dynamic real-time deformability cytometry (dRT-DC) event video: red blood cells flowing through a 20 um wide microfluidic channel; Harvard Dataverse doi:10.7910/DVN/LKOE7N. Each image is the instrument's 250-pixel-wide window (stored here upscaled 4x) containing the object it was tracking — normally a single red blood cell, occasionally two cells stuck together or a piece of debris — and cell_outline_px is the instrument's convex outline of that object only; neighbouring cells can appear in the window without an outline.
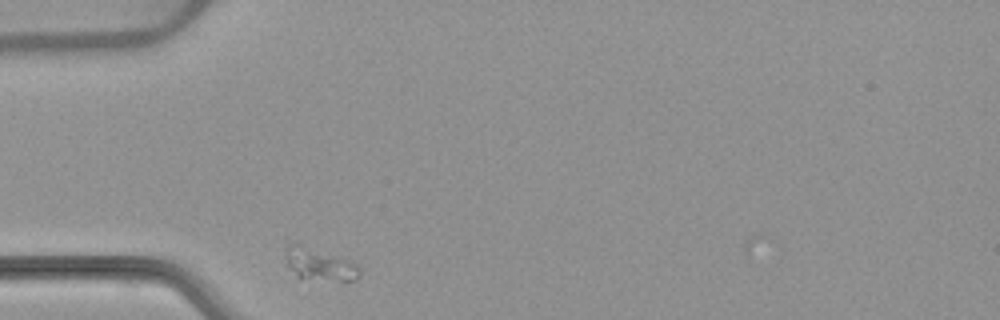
{"species": "common noctule bat (a hibernating species)", "species_latin": "Nyctalus noctula", "temperature_condition": "warm", "stored_images_in_passage": 2, "camera_frame_rate_fps": 3000, "um_per_image_px": 0.085, "animal": {"sex": "female", "body_mass_g": 22.7, "forearm_length_mm": 54.2}, "frame": {"image": 1, "passage_image": 1, "time_ms": 0.0, "image_size_px": [1000, 320], "cell_outline_px": [[360, 276], [356, 280], [344, 284], [296, 276], [288, 264], [288, 244], [296, 244], [356, 264], [360, 268]], "centroid_in_image_um": [27.27, 22.59], "position_along_channel_um": 57.7, "area_um2": 13.29}}